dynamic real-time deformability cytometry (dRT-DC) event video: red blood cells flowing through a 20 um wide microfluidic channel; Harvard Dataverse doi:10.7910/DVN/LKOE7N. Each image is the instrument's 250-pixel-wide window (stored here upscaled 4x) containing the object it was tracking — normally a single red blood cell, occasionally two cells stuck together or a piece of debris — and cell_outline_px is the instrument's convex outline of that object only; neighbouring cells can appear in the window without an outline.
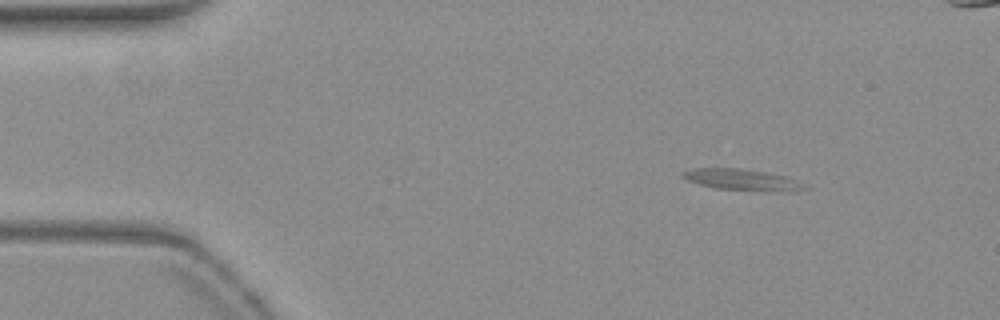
{"species": "common noctule bat (a hibernating species)", "species_latin": "Nyctalus noctula", "temperature_condition": "warm", "stored_images_in_passage": 49, "camera_frame_rate_fps": 3000, "um_per_image_px": 0.085, "animal": {"sex": "female", "body_mass_g": 19.3, "forearm_length_mm": 54.1}, "frame": {"image": 1, "passage_image": 1, "time_ms": 0.0, "image_size_px": [1000, 320], "cell_outline_px": [[808, 188], [796, 192], [768, 192], [712, 188], [688, 180], [680, 176], [680, 172], [692, 168], [744, 168], [788, 176], [804, 184]], "centroid_in_image_um": [63.13, 15.29], "position_along_channel_um": 21.9, "area_um2": 15.66}}
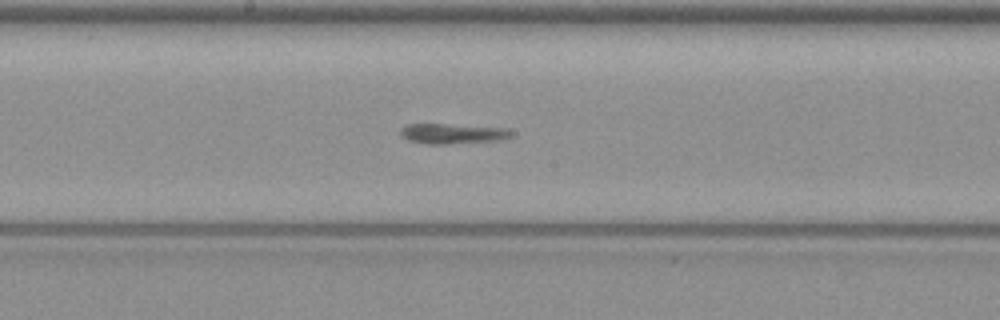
{"frame": {"image": 2, "passage_image": 22, "time_ms": 7.0, "image_size_px": [1000, 320], "cell_outline_px": [[512, 136], [504, 140], [448, 144], [424, 144], [408, 140], [400, 136], [400, 128], [408, 124], [444, 124], [508, 128], [512, 132]], "centroid_in_image_um": [38.47, 11.37], "position_along_channel_um": 209.7, "area_um2": 13.24}}
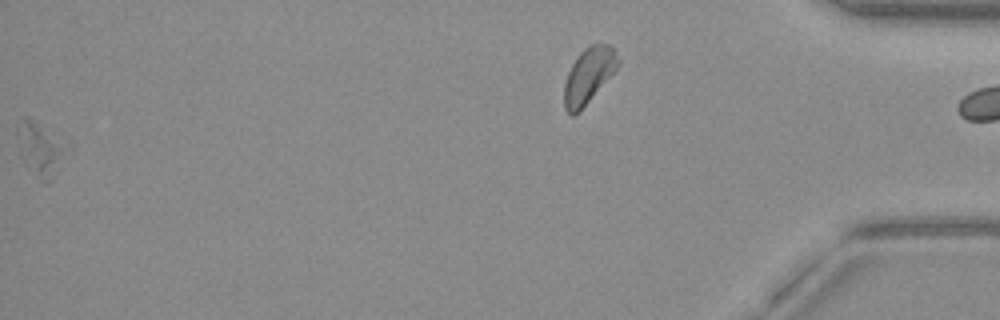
{"frame": {"image": 3, "passage_image": 48, "time_ms": 15.667, "image_size_px": [1000, 320], "cell_outline_px": [[60, 152], [52, 180], [44, 184], [24, 164], [20, 156], [20, 152], [24, 124], [28, 116], [60, 148]], "centroid_in_image_um": [3.3, 12.9], "position_along_channel_um": 431.9, "area_um2": 11.91}}